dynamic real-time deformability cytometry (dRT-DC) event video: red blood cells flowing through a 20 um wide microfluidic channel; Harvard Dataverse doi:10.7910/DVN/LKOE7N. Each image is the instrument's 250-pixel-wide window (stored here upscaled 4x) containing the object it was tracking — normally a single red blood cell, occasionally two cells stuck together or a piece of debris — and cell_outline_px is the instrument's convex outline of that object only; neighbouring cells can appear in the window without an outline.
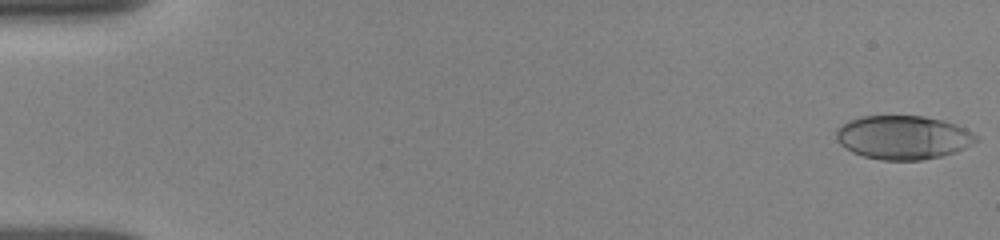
{"species": "human", "species_latin": "Homo sapiens", "temperature_condition": "room temperature", "stored_images_in_passage": 19, "camera_frame_rate_fps": 3000, "um_per_image_px": 0.085, "donor": {"sex": "female"}, "frame": {"image": 1, "passage_image": 1, "time_ms": 0.0, "image_size_px": [1000, 240], "cell_outline_px": [[980, 140], [956, 152], [940, 156], [920, 160], [880, 160], [864, 156], [852, 152], [840, 144], [836, 140], [836, 128], [848, 120], [860, 116], [924, 116], [944, 120], [956, 124], [972, 132]], "centroid_in_image_um": [76.75, 11.67], "position_along_channel_um": 8.2, "area_um2": 35.84}}
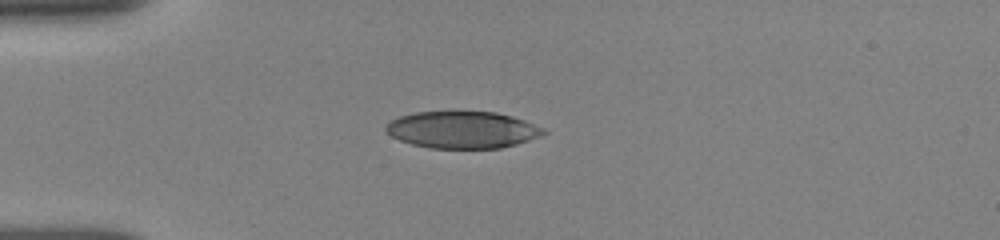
{"frame": {"image": 2, "passage_image": 10, "time_ms": 4.333, "image_size_px": [1000, 240], "cell_outline_px": [[548, 132], [540, 136], [516, 144], [500, 148], [428, 148], [412, 144], [400, 140], [384, 132], [384, 124], [400, 116], [416, 112], [496, 112], [512, 116], [524, 120], [544, 128]], "centroid_in_image_um": [39.28, 11.03], "position_along_channel_um": 45.7, "area_um2": 33.93}}
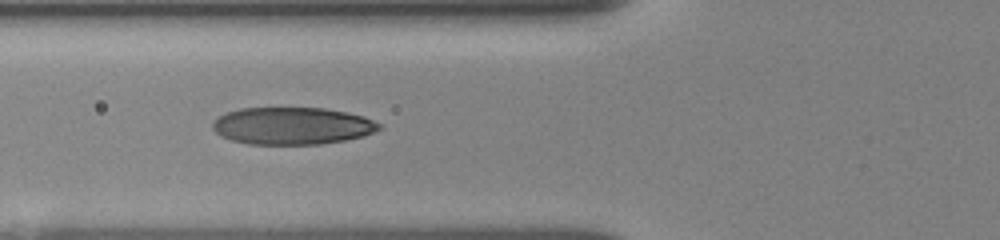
{"frame": {"image": 3, "passage_image": 18, "time_ms": 6.333, "image_size_px": [1000, 240], "cell_outline_px": [[384, 128], [364, 136], [344, 140], [320, 144], [248, 144], [232, 140], [220, 136], [212, 128], [212, 120], [228, 112], [240, 108], [324, 108], [364, 116], [380, 124]], "centroid_in_image_um": [24.83, 10.7], "position_along_channel_um": 101.0, "area_um2": 36.18}}